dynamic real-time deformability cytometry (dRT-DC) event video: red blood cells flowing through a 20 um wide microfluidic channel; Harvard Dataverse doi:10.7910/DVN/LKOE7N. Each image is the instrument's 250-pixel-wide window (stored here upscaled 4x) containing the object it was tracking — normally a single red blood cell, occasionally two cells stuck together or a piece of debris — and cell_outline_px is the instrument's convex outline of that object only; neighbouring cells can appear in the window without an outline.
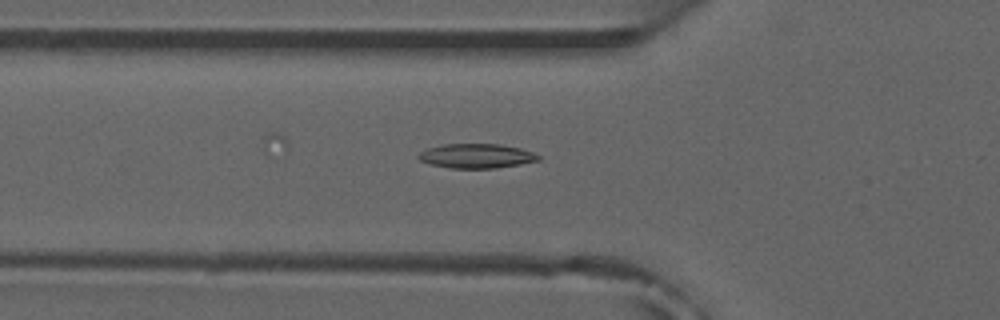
{"species": "common noctule bat (a hibernating species)", "species_latin": "Nyctalus noctula", "temperature_condition": "room temperature", "stored_images_in_passage": 40, "camera_frame_rate_fps": 3000, "um_per_image_px": 0.085, "animal": {"sex": "male", "forearm_length_mm": 52.5}, "frame": {"image": 1, "passage_image": 18, "time_ms": 5.667, "image_size_px": [1000, 320], "cell_outline_px": [[540, 160], [520, 164], [496, 168], [448, 168], [428, 164], [420, 160], [416, 156], [420, 152], [428, 148], [444, 144], [500, 144], [520, 148], [532, 152], [540, 156]], "centroid_in_image_um": [40.47, 13.26], "position_along_channel_um": 85.3, "area_um2": 17.11}}
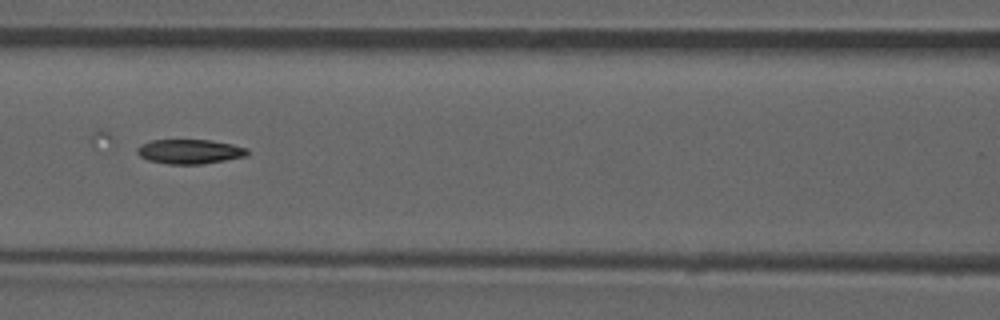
{"frame": {"image": 2, "passage_image": 23, "time_ms": 7.333, "image_size_px": [1000, 320], "cell_outline_px": [[248, 156], [200, 164], [168, 164], [148, 160], [140, 156], [136, 152], [136, 148], [140, 144], [152, 140], [208, 140], [232, 144], [248, 148]], "centroid_in_image_um": [16.11, 12.88], "position_along_channel_um": 150.5, "area_um2": 15.72}}